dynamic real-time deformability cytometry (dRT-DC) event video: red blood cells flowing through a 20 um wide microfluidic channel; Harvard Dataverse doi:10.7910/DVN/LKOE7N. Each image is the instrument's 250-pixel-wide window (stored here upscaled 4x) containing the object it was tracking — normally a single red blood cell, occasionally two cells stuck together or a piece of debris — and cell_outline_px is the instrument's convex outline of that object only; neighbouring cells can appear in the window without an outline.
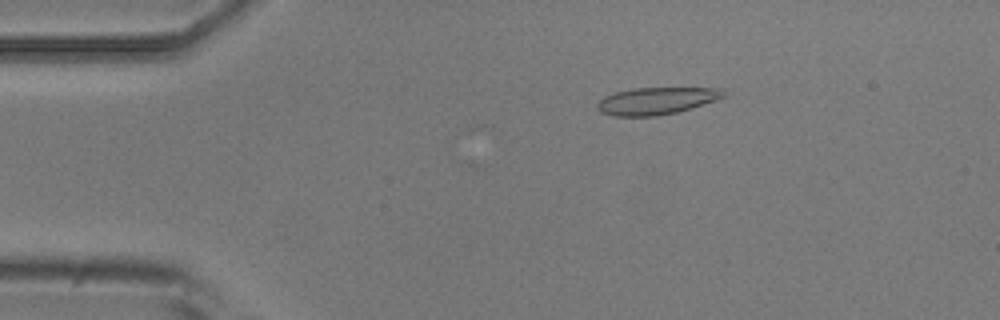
{"species": "common noctule bat (a hibernating species)", "species_latin": "Nyctalus noctula", "temperature_condition": "room temperature", "stored_images_in_passage": 5, "camera_frame_rate_fps": 3000, "um_per_image_px": 0.085, "animal": {"sex": "male", "body_mass_g": 20.5, "forearm_length_mm": 52.5}, "frame": {"image": 1, "passage_image": 5, "time_ms": 5.0, "image_size_px": [1000, 320], "cell_outline_px": [[728, 96], [692, 108], [676, 112], [656, 116], [612, 116], [600, 112], [596, 108], [596, 104], [604, 96], [616, 92], [632, 88], [724, 88]], "centroid_in_image_um": [55.81, 8.57], "position_along_channel_um": 29.2, "area_um2": 20.17}}